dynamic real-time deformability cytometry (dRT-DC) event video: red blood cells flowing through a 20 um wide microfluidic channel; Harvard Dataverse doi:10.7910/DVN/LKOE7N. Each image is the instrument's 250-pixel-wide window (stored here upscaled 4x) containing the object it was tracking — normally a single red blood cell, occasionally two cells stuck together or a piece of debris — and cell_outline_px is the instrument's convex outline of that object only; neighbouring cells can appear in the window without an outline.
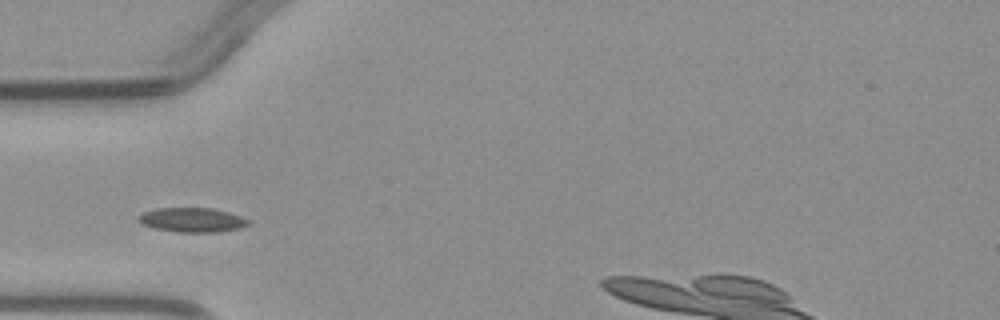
{"species": "common noctule bat (a hibernating species)", "species_latin": "Nyctalus noctula", "temperature_condition": "warm", "stored_images_in_passage": 1, "camera_frame_rate_fps": 3000, "um_per_image_px": 0.085, "animal": {"sex": "male", "body_mass_g": 23.1, "forearm_length_mm": 52.7}, "frame": {"image": 1, "passage_image": 1, "time_ms": 0.0, "image_size_px": [1000, 320], "cell_outline_px": [[252, 224], [240, 228], [216, 232], [176, 232], [152, 228], [144, 224], [136, 216], [144, 212], [156, 208], [212, 208], [228, 212], [252, 220]], "centroid_in_image_um": [16.38, 18.69], "position_along_channel_um": 68.6, "area_um2": 15.72}}